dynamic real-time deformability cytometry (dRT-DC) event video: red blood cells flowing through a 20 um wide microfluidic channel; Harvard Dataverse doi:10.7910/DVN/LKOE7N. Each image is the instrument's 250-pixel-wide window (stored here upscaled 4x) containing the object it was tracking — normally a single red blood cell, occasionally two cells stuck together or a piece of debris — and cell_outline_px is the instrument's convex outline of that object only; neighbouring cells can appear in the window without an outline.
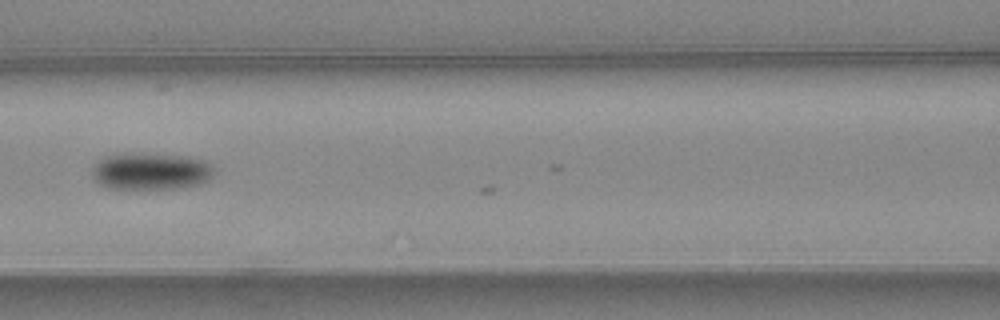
{"species": "common noctule bat (a hibernating species)", "species_latin": "Nyctalus noctula", "temperature_condition": "warm", "stored_images_in_passage": 8, "camera_frame_rate_fps": 3000, "um_per_image_px": 0.085, "animal": {"sex": "female", "body_mass_g": 24.6, "forearm_length_mm": 56.2}, "frame": {"image": 1, "passage_image": 6, "time_ms": 1.667, "image_size_px": [1000, 320], "cell_outline_px": [[212, 176], [208, 180], [200, 184], [176, 188], [108, 188], [100, 184], [92, 176], [92, 168], [104, 156], [180, 156], [204, 160], [212, 168]], "centroid_in_image_um": [12.82, 14.61], "position_along_channel_um": 153.8, "area_um2": 24.85}}